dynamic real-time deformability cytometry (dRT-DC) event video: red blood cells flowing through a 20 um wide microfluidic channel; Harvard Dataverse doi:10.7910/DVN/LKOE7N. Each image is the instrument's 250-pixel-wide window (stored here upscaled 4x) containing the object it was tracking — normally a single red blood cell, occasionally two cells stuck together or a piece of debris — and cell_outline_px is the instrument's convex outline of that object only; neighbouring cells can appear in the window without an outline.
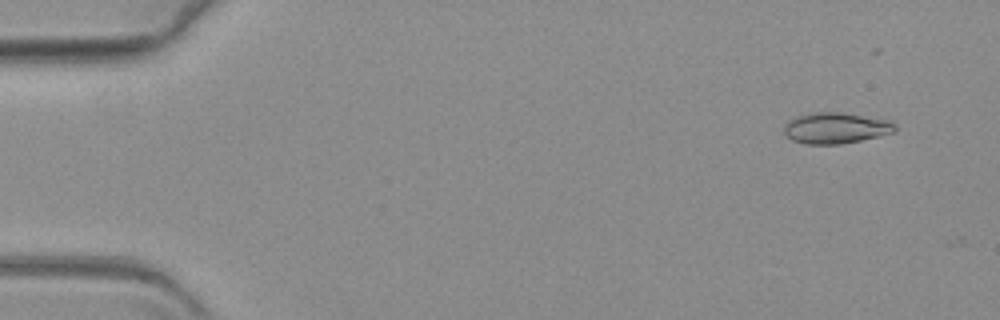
{"species": "common noctule bat (a hibernating species)", "species_latin": "Nyctalus noctula", "temperature_condition": "warm", "stored_images_in_passage": 4, "camera_frame_rate_fps": 3000, "um_per_image_px": 0.085, "animal": {"sex": "female", "body_mass_g": 19.3, "forearm_length_mm": 54.1}, "frame": {"image": 1, "passage_image": 1, "time_ms": 0.0, "image_size_px": [1000, 320], "cell_outline_px": [[896, 132], [880, 136], [840, 144], [804, 144], [792, 140], [784, 136], [784, 124], [788, 120], [804, 112], [840, 112], [892, 120], [896, 124]], "centroid_in_image_um": [71.02, 10.87], "position_along_channel_um": 14.0, "area_um2": 20.52}}